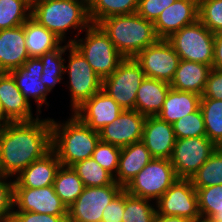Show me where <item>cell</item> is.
<instances>
[{
	"mask_svg": "<svg viewBox=\"0 0 222 222\" xmlns=\"http://www.w3.org/2000/svg\"><path fill=\"white\" fill-rule=\"evenodd\" d=\"M139 0H92L88 5L89 18L92 24L114 15L137 13Z\"/></svg>",
	"mask_w": 222,
	"mask_h": 222,
	"instance_id": "obj_28",
	"label": "cell"
},
{
	"mask_svg": "<svg viewBox=\"0 0 222 222\" xmlns=\"http://www.w3.org/2000/svg\"><path fill=\"white\" fill-rule=\"evenodd\" d=\"M124 189L115 181L108 186L84 187L68 207V222H101L104 208Z\"/></svg>",
	"mask_w": 222,
	"mask_h": 222,
	"instance_id": "obj_12",
	"label": "cell"
},
{
	"mask_svg": "<svg viewBox=\"0 0 222 222\" xmlns=\"http://www.w3.org/2000/svg\"><path fill=\"white\" fill-rule=\"evenodd\" d=\"M80 1L84 2L86 5H89L92 0H80Z\"/></svg>",
	"mask_w": 222,
	"mask_h": 222,
	"instance_id": "obj_50",
	"label": "cell"
},
{
	"mask_svg": "<svg viewBox=\"0 0 222 222\" xmlns=\"http://www.w3.org/2000/svg\"><path fill=\"white\" fill-rule=\"evenodd\" d=\"M134 59L141 66L145 77L171 83L180 61L179 55L166 39L140 51Z\"/></svg>",
	"mask_w": 222,
	"mask_h": 222,
	"instance_id": "obj_13",
	"label": "cell"
},
{
	"mask_svg": "<svg viewBox=\"0 0 222 222\" xmlns=\"http://www.w3.org/2000/svg\"><path fill=\"white\" fill-rule=\"evenodd\" d=\"M10 121L4 116V112L2 109V103L0 101V126L4 125L6 123H9Z\"/></svg>",
	"mask_w": 222,
	"mask_h": 222,
	"instance_id": "obj_47",
	"label": "cell"
},
{
	"mask_svg": "<svg viewBox=\"0 0 222 222\" xmlns=\"http://www.w3.org/2000/svg\"><path fill=\"white\" fill-rule=\"evenodd\" d=\"M212 67L202 63L180 59L173 80L172 89L202 95Z\"/></svg>",
	"mask_w": 222,
	"mask_h": 222,
	"instance_id": "obj_25",
	"label": "cell"
},
{
	"mask_svg": "<svg viewBox=\"0 0 222 222\" xmlns=\"http://www.w3.org/2000/svg\"><path fill=\"white\" fill-rule=\"evenodd\" d=\"M145 74L134 58H124L117 69L103 79L102 89L123 110H134L138 88Z\"/></svg>",
	"mask_w": 222,
	"mask_h": 222,
	"instance_id": "obj_8",
	"label": "cell"
},
{
	"mask_svg": "<svg viewBox=\"0 0 222 222\" xmlns=\"http://www.w3.org/2000/svg\"><path fill=\"white\" fill-rule=\"evenodd\" d=\"M196 191L201 218L222 222V184L198 188Z\"/></svg>",
	"mask_w": 222,
	"mask_h": 222,
	"instance_id": "obj_34",
	"label": "cell"
},
{
	"mask_svg": "<svg viewBox=\"0 0 222 222\" xmlns=\"http://www.w3.org/2000/svg\"><path fill=\"white\" fill-rule=\"evenodd\" d=\"M141 141L153 158L170 159L176 142L173 125L158 116H147Z\"/></svg>",
	"mask_w": 222,
	"mask_h": 222,
	"instance_id": "obj_19",
	"label": "cell"
},
{
	"mask_svg": "<svg viewBox=\"0 0 222 222\" xmlns=\"http://www.w3.org/2000/svg\"><path fill=\"white\" fill-rule=\"evenodd\" d=\"M170 88V83L145 77L138 88L134 110L146 117L157 116Z\"/></svg>",
	"mask_w": 222,
	"mask_h": 222,
	"instance_id": "obj_24",
	"label": "cell"
},
{
	"mask_svg": "<svg viewBox=\"0 0 222 222\" xmlns=\"http://www.w3.org/2000/svg\"><path fill=\"white\" fill-rule=\"evenodd\" d=\"M0 178V222H10L14 211V181Z\"/></svg>",
	"mask_w": 222,
	"mask_h": 222,
	"instance_id": "obj_40",
	"label": "cell"
},
{
	"mask_svg": "<svg viewBox=\"0 0 222 222\" xmlns=\"http://www.w3.org/2000/svg\"><path fill=\"white\" fill-rule=\"evenodd\" d=\"M24 33L26 50L30 58H39L43 54L57 49L62 43L59 37L32 17L24 23Z\"/></svg>",
	"mask_w": 222,
	"mask_h": 222,
	"instance_id": "obj_27",
	"label": "cell"
},
{
	"mask_svg": "<svg viewBox=\"0 0 222 222\" xmlns=\"http://www.w3.org/2000/svg\"><path fill=\"white\" fill-rule=\"evenodd\" d=\"M10 222H68V216H54L14 210Z\"/></svg>",
	"mask_w": 222,
	"mask_h": 222,
	"instance_id": "obj_43",
	"label": "cell"
},
{
	"mask_svg": "<svg viewBox=\"0 0 222 222\" xmlns=\"http://www.w3.org/2000/svg\"><path fill=\"white\" fill-rule=\"evenodd\" d=\"M124 110L103 89L86 100L74 113L84 124L94 131H101L111 124Z\"/></svg>",
	"mask_w": 222,
	"mask_h": 222,
	"instance_id": "obj_16",
	"label": "cell"
},
{
	"mask_svg": "<svg viewBox=\"0 0 222 222\" xmlns=\"http://www.w3.org/2000/svg\"><path fill=\"white\" fill-rule=\"evenodd\" d=\"M176 139L206 137L204 117L201 109L184 116L173 124Z\"/></svg>",
	"mask_w": 222,
	"mask_h": 222,
	"instance_id": "obj_37",
	"label": "cell"
},
{
	"mask_svg": "<svg viewBox=\"0 0 222 222\" xmlns=\"http://www.w3.org/2000/svg\"><path fill=\"white\" fill-rule=\"evenodd\" d=\"M71 167L83 181L85 187L108 186L114 182V177L92 158L79 161Z\"/></svg>",
	"mask_w": 222,
	"mask_h": 222,
	"instance_id": "obj_35",
	"label": "cell"
},
{
	"mask_svg": "<svg viewBox=\"0 0 222 222\" xmlns=\"http://www.w3.org/2000/svg\"><path fill=\"white\" fill-rule=\"evenodd\" d=\"M98 25L124 58H134L140 51L159 40L153 22L137 13L110 16L101 20Z\"/></svg>",
	"mask_w": 222,
	"mask_h": 222,
	"instance_id": "obj_3",
	"label": "cell"
},
{
	"mask_svg": "<svg viewBox=\"0 0 222 222\" xmlns=\"http://www.w3.org/2000/svg\"><path fill=\"white\" fill-rule=\"evenodd\" d=\"M194 222H211V221L208 220V219L200 218V219H198V220H196Z\"/></svg>",
	"mask_w": 222,
	"mask_h": 222,
	"instance_id": "obj_49",
	"label": "cell"
},
{
	"mask_svg": "<svg viewBox=\"0 0 222 222\" xmlns=\"http://www.w3.org/2000/svg\"><path fill=\"white\" fill-rule=\"evenodd\" d=\"M201 96L193 92L178 91L170 88L158 117L169 124L200 108Z\"/></svg>",
	"mask_w": 222,
	"mask_h": 222,
	"instance_id": "obj_26",
	"label": "cell"
},
{
	"mask_svg": "<svg viewBox=\"0 0 222 222\" xmlns=\"http://www.w3.org/2000/svg\"><path fill=\"white\" fill-rule=\"evenodd\" d=\"M217 148L207 137L176 139L170 161L177 177L190 179Z\"/></svg>",
	"mask_w": 222,
	"mask_h": 222,
	"instance_id": "obj_10",
	"label": "cell"
},
{
	"mask_svg": "<svg viewBox=\"0 0 222 222\" xmlns=\"http://www.w3.org/2000/svg\"><path fill=\"white\" fill-rule=\"evenodd\" d=\"M43 70V64L38 57L29 58L21 67L10 71L13 76L17 87L23 94V96L29 101V97L34 98L37 104V111L41 113V106L48 105L46 101L47 94L50 92L45 84L42 83L41 75Z\"/></svg>",
	"mask_w": 222,
	"mask_h": 222,
	"instance_id": "obj_18",
	"label": "cell"
},
{
	"mask_svg": "<svg viewBox=\"0 0 222 222\" xmlns=\"http://www.w3.org/2000/svg\"><path fill=\"white\" fill-rule=\"evenodd\" d=\"M52 150L62 166L71 167L91 158L100 141L99 132L92 130L74 114L65 124L51 119Z\"/></svg>",
	"mask_w": 222,
	"mask_h": 222,
	"instance_id": "obj_2",
	"label": "cell"
},
{
	"mask_svg": "<svg viewBox=\"0 0 222 222\" xmlns=\"http://www.w3.org/2000/svg\"><path fill=\"white\" fill-rule=\"evenodd\" d=\"M149 199L130 195L125 191V209L122 222H152L156 208Z\"/></svg>",
	"mask_w": 222,
	"mask_h": 222,
	"instance_id": "obj_36",
	"label": "cell"
},
{
	"mask_svg": "<svg viewBox=\"0 0 222 222\" xmlns=\"http://www.w3.org/2000/svg\"><path fill=\"white\" fill-rule=\"evenodd\" d=\"M67 50V44L60 45L57 49L47 52L40 56V60L43 64V70L41 75L42 83L47 86L49 91L54 88L57 83H60L64 74V61L62 57Z\"/></svg>",
	"mask_w": 222,
	"mask_h": 222,
	"instance_id": "obj_32",
	"label": "cell"
},
{
	"mask_svg": "<svg viewBox=\"0 0 222 222\" xmlns=\"http://www.w3.org/2000/svg\"><path fill=\"white\" fill-rule=\"evenodd\" d=\"M14 207H17V211L68 216V208L55 193L53 185L42 188L14 187Z\"/></svg>",
	"mask_w": 222,
	"mask_h": 222,
	"instance_id": "obj_14",
	"label": "cell"
},
{
	"mask_svg": "<svg viewBox=\"0 0 222 222\" xmlns=\"http://www.w3.org/2000/svg\"><path fill=\"white\" fill-rule=\"evenodd\" d=\"M175 1L176 0H139L137 14L154 23L162 11Z\"/></svg>",
	"mask_w": 222,
	"mask_h": 222,
	"instance_id": "obj_41",
	"label": "cell"
},
{
	"mask_svg": "<svg viewBox=\"0 0 222 222\" xmlns=\"http://www.w3.org/2000/svg\"><path fill=\"white\" fill-rule=\"evenodd\" d=\"M152 159L151 153L141 140L121 148L114 181L125 187Z\"/></svg>",
	"mask_w": 222,
	"mask_h": 222,
	"instance_id": "obj_23",
	"label": "cell"
},
{
	"mask_svg": "<svg viewBox=\"0 0 222 222\" xmlns=\"http://www.w3.org/2000/svg\"><path fill=\"white\" fill-rule=\"evenodd\" d=\"M31 4L35 3L38 0H28Z\"/></svg>",
	"mask_w": 222,
	"mask_h": 222,
	"instance_id": "obj_51",
	"label": "cell"
},
{
	"mask_svg": "<svg viewBox=\"0 0 222 222\" xmlns=\"http://www.w3.org/2000/svg\"><path fill=\"white\" fill-rule=\"evenodd\" d=\"M125 209V190L123 189L103 210L101 222H122Z\"/></svg>",
	"mask_w": 222,
	"mask_h": 222,
	"instance_id": "obj_42",
	"label": "cell"
},
{
	"mask_svg": "<svg viewBox=\"0 0 222 222\" xmlns=\"http://www.w3.org/2000/svg\"><path fill=\"white\" fill-rule=\"evenodd\" d=\"M212 68L222 70V31L214 33V59Z\"/></svg>",
	"mask_w": 222,
	"mask_h": 222,
	"instance_id": "obj_45",
	"label": "cell"
},
{
	"mask_svg": "<svg viewBox=\"0 0 222 222\" xmlns=\"http://www.w3.org/2000/svg\"><path fill=\"white\" fill-rule=\"evenodd\" d=\"M0 101L4 116L10 122L31 121L33 117L30 101H28L9 72H0Z\"/></svg>",
	"mask_w": 222,
	"mask_h": 222,
	"instance_id": "obj_20",
	"label": "cell"
},
{
	"mask_svg": "<svg viewBox=\"0 0 222 222\" xmlns=\"http://www.w3.org/2000/svg\"><path fill=\"white\" fill-rule=\"evenodd\" d=\"M200 109L204 117L206 137L222 147V100L201 98Z\"/></svg>",
	"mask_w": 222,
	"mask_h": 222,
	"instance_id": "obj_30",
	"label": "cell"
},
{
	"mask_svg": "<svg viewBox=\"0 0 222 222\" xmlns=\"http://www.w3.org/2000/svg\"><path fill=\"white\" fill-rule=\"evenodd\" d=\"M146 116L136 110H124L111 124L99 131L100 141L119 148L142 139Z\"/></svg>",
	"mask_w": 222,
	"mask_h": 222,
	"instance_id": "obj_15",
	"label": "cell"
},
{
	"mask_svg": "<svg viewBox=\"0 0 222 222\" xmlns=\"http://www.w3.org/2000/svg\"><path fill=\"white\" fill-rule=\"evenodd\" d=\"M85 36V39H75L71 44L85 57L94 72L104 79L117 69L124 57L98 24L91 23L86 28Z\"/></svg>",
	"mask_w": 222,
	"mask_h": 222,
	"instance_id": "obj_5",
	"label": "cell"
},
{
	"mask_svg": "<svg viewBox=\"0 0 222 222\" xmlns=\"http://www.w3.org/2000/svg\"><path fill=\"white\" fill-rule=\"evenodd\" d=\"M180 59L212 67L214 59V33L199 20L185 26L166 39Z\"/></svg>",
	"mask_w": 222,
	"mask_h": 222,
	"instance_id": "obj_6",
	"label": "cell"
},
{
	"mask_svg": "<svg viewBox=\"0 0 222 222\" xmlns=\"http://www.w3.org/2000/svg\"><path fill=\"white\" fill-rule=\"evenodd\" d=\"M52 150L51 119L9 122L0 126V157L13 177Z\"/></svg>",
	"mask_w": 222,
	"mask_h": 222,
	"instance_id": "obj_1",
	"label": "cell"
},
{
	"mask_svg": "<svg viewBox=\"0 0 222 222\" xmlns=\"http://www.w3.org/2000/svg\"><path fill=\"white\" fill-rule=\"evenodd\" d=\"M31 17L62 42L69 28L79 27L76 38L69 39L68 44L75 41L81 30L85 31L91 24L88 5L80 0H38L32 4Z\"/></svg>",
	"mask_w": 222,
	"mask_h": 222,
	"instance_id": "obj_4",
	"label": "cell"
},
{
	"mask_svg": "<svg viewBox=\"0 0 222 222\" xmlns=\"http://www.w3.org/2000/svg\"><path fill=\"white\" fill-rule=\"evenodd\" d=\"M24 24L0 30V72H10L21 67L28 59Z\"/></svg>",
	"mask_w": 222,
	"mask_h": 222,
	"instance_id": "obj_21",
	"label": "cell"
},
{
	"mask_svg": "<svg viewBox=\"0 0 222 222\" xmlns=\"http://www.w3.org/2000/svg\"><path fill=\"white\" fill-rule=\"evenodd\" d=\"M199 0H176L153 23L159 39H168L181 28L198 21Z\"/></svg>",
	"mask_w": 222,
	"mask_h": 222,
	"instance_id": "obj_17",
	"label": "cell"
},
{
	"mask_svg": "<svg viewBox=\"0 0 222 222\" xmlns=\"http://www.w3.org/2000/svg\"><path fill=\"white\" fill-rule=\"evenodd\" d=\"M152 222H192V221L184 217L166 216L158 214L156 212Z\"/></svg>",
	"mask_w": 222,
	"mask_h": 222,
	"instance_id": "obj_46",
	"label": "cell"
},
{
	"mask_svg": "<svg viewBox=\"0 0 222 222\" xmlns=\"http://www.w3.org/2000/svg\"><path fill=\"white\" fill-rule=\"evenodd\" d=\"M120 152L121 148L99 141L91 158L114 177L119 166Z\"/></svg>",
	"mask_w": 222,
	"mask_h": 222,
	"instance_id": "obj_39",
	"label": "cell"
},
{
	"mask_svg": "<svg viewBox=\"0 0 222 222\" xmlns=\"http://www.w3.org/2000/svg\"><path fill=\"white\" fill-rule=\"evenodd\" d=\"M61 166L56 153L51 150L44 157L34 161L14 179V187L42 188L54 184Z\"/></svg>",
	"mask_w": 222,
	"mask_h": 222,
	"instance_id": "obj_22",
	"label": "cell"
},
{
	"mask_svg": "<svg viewBox=\"0 0 222 222\" xmlns=\"http://www.w3.org/2000/svg\"><path fill=\"white\" fill-rule=\"evenodd\" d=\"M201 98L222 100V70L211 69Z\"/></svg>",
	"mask_w": 222,
	"mask_h": 222,
	"instance_id": "obj_44",
	"label": "cell"
},
{
	"mask_svg": "<svg viewBox=\"0 0 222 222\" xmlns=\"http://www.w3.org/2000/svg\"><path fill=\"white\" fill-rule=\"evenodd\" d=\"M69 64L64 65V73L69 75V90L72 112L80 107L102 89L103 79L97 75L85 57L72 45L67 43Z\"/></svg>",
	"mask_w": 222,
	"mask_h": 222,
	"instance_id": "obj_9",
	"label": "cell"
},
{
	"mask_svg": "<svg viewBox=\"0 0 222 222\" xmlns=\"http://www.w3.org/2000/svg\"><path fill=\"white\" fill-rule=\"evenodd\" d=\"M3 177H7L5 175V172H4V169H3V166H2V160H1V157H0V178H3Z\"/></svg>",
	"mask_w": 222,
	"mask_h": 222,
	"instance_id": "obj_48",
	"label": "cell"
},
{
	"mask_svg": "<svg viewBox=\"0 0 222 222\" xmlns=\"http://www.w3.org/2000/svg\"><path fill=\"white\" fill-rule=\"evenodd\" d=\"M190 180L196 190L222 184V147H218L212 153Z\"/></svg>",
	"mask_w": 222,
	"mask_h": 222,
	"instance_id": "obj_33",
	"label": "cell"
},
{
	"mask_svg": "<svg viewBox=\"0 0 222 222\" xmlns=\"http://www.w3.org/2000/svg\"><path fill=\"white\" fill-rule=\"evenodd\" d=\"M198 20L211 32H221L222 0H199Z\"/></svg>",
	"mask_w": 222,
	"mask_h": 222,
	"instance_id": "obj_38",
	"label": "cell"
},
{
	"mask_svg": "<svg viewBox=\"0 0 222 222\" xmlns=\"http://www.w3.org/2000/svg\"><path fill=\"white\" fill-rule=\"evenodd\" d=\"M156 212L184 217L192 222L201 218L198 195L190 179L178 178L156 201Z\"/></svg>",
	"mask_w": 222,
	"mask_h": 222,
	"instance_id": "obj_11",
	"label": "cell"
},
{
	"mask_svg": "<svg viewBox=\"0 0 222 222\" xmlns=\"http://www.w3.org/2000/svg\"><path fill=\"white\" fill-rule=\"evenodd\" d=\"M55 193L68 208L83 192L84 184L72 167L60 166L54 180Z\"/></svg>",
	"mask_w": 222,
	"mask_h": 222,
	"instance_id": "obj_29",
	"label": "cell"
},
{
	"mask_svg": "<svg viewBox=\"0 0 222 222\" xmlns=\"http://www.w3.org/2000/svg\"><path fill=\"white\" fill-rule=\"evenodd\" d=\"M177 179L170 159L153 158L124 190L130 195L157 201Z\"/></svg>",
	"mask_w": 222,
	"mask_h": 222,
	"instance_id": "obj_7",
	"label": "cell"
},
{
	"mask_svg": "<svg viewBox=\"0 0 222 222\" xmlns=\"http://www.w3.org/2000/svg\"><path fill=\"white\" fill-rule=\"evenodd\" d=\"M31 11L28 0H0V30L23 25L31 17Z\"/></svg>",
	"mask_w": 222,
	"mask_h": 222,
	"instance_id": "obj_31",
	"label": "cell"
}]
</instances>
